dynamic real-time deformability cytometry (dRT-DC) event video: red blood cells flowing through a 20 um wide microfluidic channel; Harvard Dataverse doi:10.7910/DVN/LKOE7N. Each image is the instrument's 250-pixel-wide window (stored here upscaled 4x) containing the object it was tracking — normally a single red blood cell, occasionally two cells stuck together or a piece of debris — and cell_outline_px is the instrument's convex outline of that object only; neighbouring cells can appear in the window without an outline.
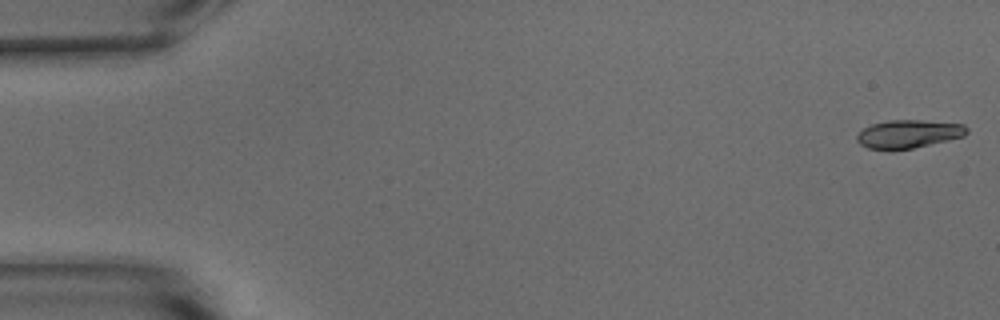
{"species": "common noctule bat (a hibernating species)", "species_latin": "Nyctalus noctula", "temperature_condition": "warm", "stored_images_in_passage": 54, "camera_frame_rate_fps": 3000, "um_per_image_px": 0.085, "animal": {"sex": "male", "body_mass_g": 15.6}, "frame": {"image": 1, "passage_image": 1, "time_ms": 0.0, "image_size_px": [1000, 320], "cell_outline_px": [[968, 132], [964, 136], [948, 140], [912, 148], [892, 152], [868, 148], [860, 144], [856, 140], [856, 136], [864, 128], [872, 124], [888, 120], [920, 120], [964, 124], [968, 128]], "centroid_in_image_um": [77.19, 11.41], "position_along_channel_um": 7.8, "area_um2": 18.32}}
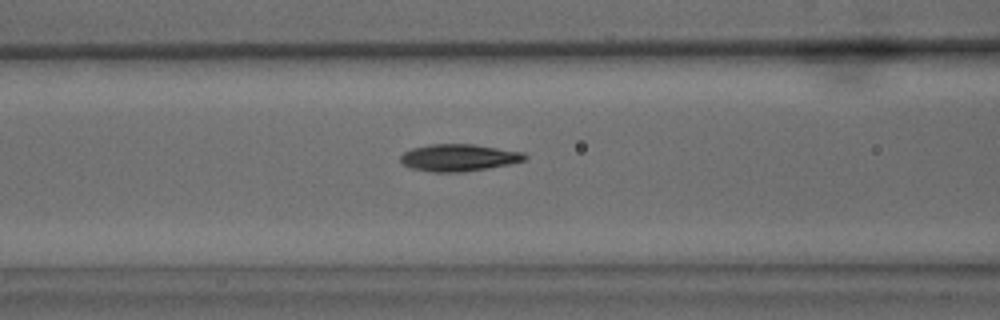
{"frame": {"image": 2, "passage_image": 22, "time_ms": 7.0, "image_size_px": [1000, 320], "cell_outline_px": [[528, 156], [524, 160], [512, 164], [464, 172], [432, 172], [412, 168], [404, 164], [400, 160], [400, 156], [404, 152], [412, 148], [428, 144], [472, 144], [524, 152]], "centroid_in_image_um": [39.01, 13.4], "position_along_channel_um": 127.6, "area_um2": 19.65}}
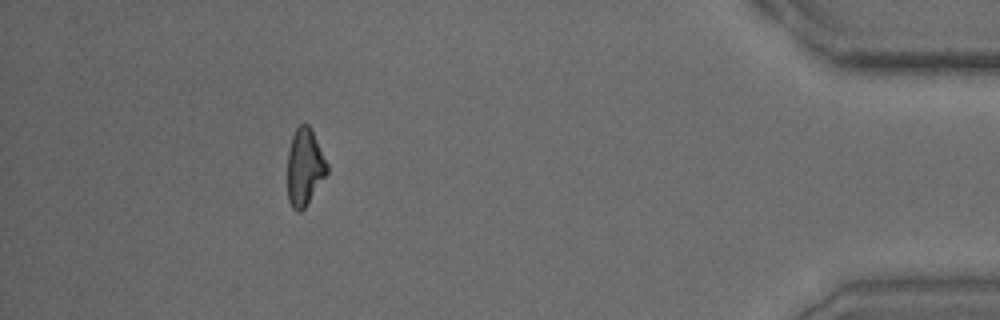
{"frame": {"image": 3, "passage_image": 49, "time_ms": 16.0, "image_size_px": [1000, 320], "cell_outline_px": [[328, 172], [304, 208], [300, 212], [296, 212], [292, 208], [288, 200], [288, 152], [292, 136], [296, 128], [300, 124], [308, 124], [312, 128], [328, 164]], "centroid_in_image_um": [25.9, 14.19], "position_along_channel_um": 409.3, "area_um2": 17.8}, "authors_computed_cell_mechanics": {"area_um2": 18.6116, "velocity_mm_per_s": 3.7339, "shape_relaxation_time_tau1_ms": 4.4836, "shape_relaxation_time_tau2_ms": 2.8288, "deformation_change_tau1": 0.1804, "deformation_change_tau2": 0.076}}